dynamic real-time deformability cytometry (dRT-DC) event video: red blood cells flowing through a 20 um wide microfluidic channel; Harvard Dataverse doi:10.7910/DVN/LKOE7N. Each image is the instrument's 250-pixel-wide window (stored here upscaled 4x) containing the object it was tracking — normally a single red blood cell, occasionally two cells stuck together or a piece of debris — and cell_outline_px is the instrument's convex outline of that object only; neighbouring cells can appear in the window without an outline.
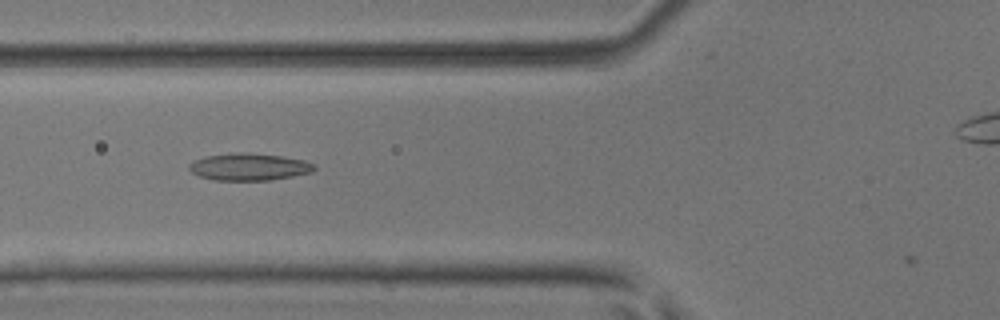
{"species": "common noctule bat (a hibernating species)", "species_latin": "Nyctalus noctula", "temperature_condition": "room temperature", "stored_images_in_passage": 31, "camera_frame_rate_fps": 3000, "um_per_image_px": 0.085, "animal": {"sex": "male", "body_mass_g": 17.9, "forearm_length_mm": 54.2}, "frame": {"image": 1, "passage_image": 3, "time_ms": 0.667, "image_size_px": [1000, 320], "cell_outline_px": [[316, 168], [312, 172], [292, 176], [268, 180], [216, 180], [200, 176], [192, 172], [188, 168], [188, 164], [192, 160], [204, 156], [240, 152], [244, 152], [280, 156], [304, 160], [316, 164]], "centroid_in_image_um": [21.15, 14.17], "position_along_channel_um": 104.6, "area_um2": 19.77}}
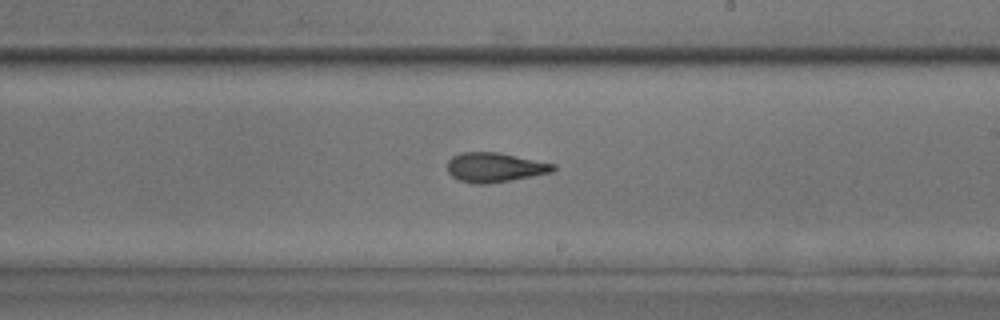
{"frame": {"image": 2, "passage_image": 14, "time_ms": 4.333, "image_size_px": [1000, 320], "cell_outline_px": [[556, 168], [552, 172], [512, 180], [488, 184], [472, 184], [460, 180], [452, 176], [448, 172], [448, 160], [452, 156], [460, 152], [500, 152], [556, 164]], "centroid_in_image_um": [42.06, 14.22], "position_along_channel_um": 246.9, "area_um2": 18.38}}
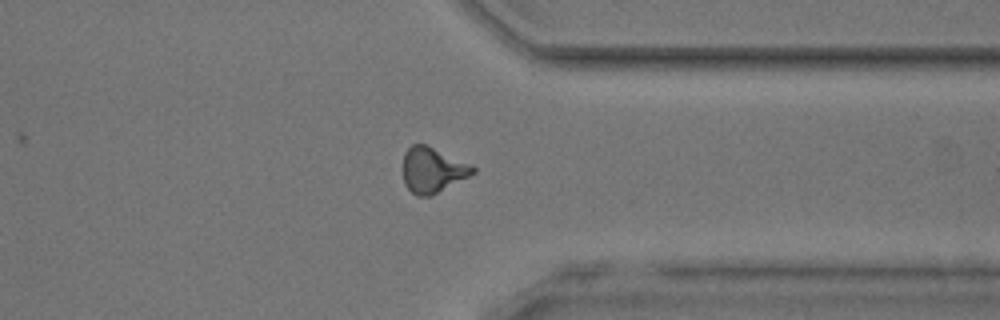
{"frame": {"image": 3, "passage_image": 24, "time_ms": 7.667, "image_size_px": [1000, 320], "cell_outline_px": [[476, 172], [432, 196], [416, 196], [404, 184], [404, 152], [412, 144], [424, 144], [472, 164], [476, 168]], "centroid_in_image_um": [36.78, 14.46], "position_along_channel_um": 374.6, "area_um2": 18.38}}